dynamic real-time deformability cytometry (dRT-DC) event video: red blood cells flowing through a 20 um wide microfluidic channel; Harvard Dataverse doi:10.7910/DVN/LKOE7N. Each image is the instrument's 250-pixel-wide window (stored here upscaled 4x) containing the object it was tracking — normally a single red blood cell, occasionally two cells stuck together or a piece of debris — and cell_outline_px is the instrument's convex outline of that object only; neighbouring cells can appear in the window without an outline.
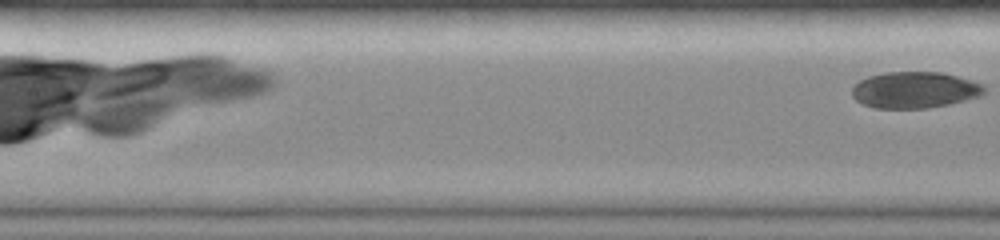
{"species": "common noctule bat (a hibernating species)", "species_latin": "Nyctalus noctula", "temperature_condition": "room temperature", "stored_images_in_passage": 8, "camera_frame_rate_fps": 3000, "um_per_image_px": 0.085, "animal": {"sex": "female", "body_mass_g": 19.0, "forearm_length_mm": 51.5}, "frame": {"image": 1, "passage_image": 8, "time_ms": 3.667, "image_size_px": [1000, 240], "cell_outline_px": [[984, 92], [976, 96], [964, 100], [948, 104], [928, 108], [876, 108], [864, 104], [856, 100], [852, 96], [852, 88], [860, 80], [868, 76], [884, 72], [940, 72], [972, 80], [984, 84]], "centroid_in_image_um": [77.72, 7.64], "position_along_channel_um": 129.7, "area_um2": 27.8}}